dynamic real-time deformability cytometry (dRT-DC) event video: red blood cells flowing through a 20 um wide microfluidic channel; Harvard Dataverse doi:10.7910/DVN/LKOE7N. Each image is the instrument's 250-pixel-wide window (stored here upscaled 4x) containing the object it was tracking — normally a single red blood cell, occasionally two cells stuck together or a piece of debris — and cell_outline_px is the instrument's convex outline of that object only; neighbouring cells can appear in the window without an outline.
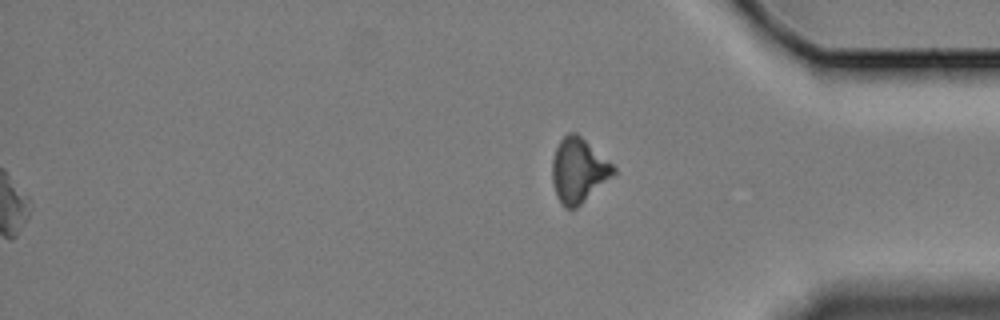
{"species": "Egyptian fruit bat (a non-hibernating species)", "species_latin": "Rousettus aegyptiacus", "temperature_condition": "cold", "stored_images_in_passage": 52, "segment_of_instrument_passage": [2, 2], "camera_frame_rate_fps": 3000, "um_per_image_px": 0.085, "animal": {"sex": "female"}, "frame": {"image": 1, "passage_image": 52, "time_ms": 17.0, "image_size_px": [1000, 320], "cell_outline_px": [[616, 172], [612, 176], [576, 208], [564, 208], [556, 196], [552, 184], [552, 160], [556, 148], [560, 140], [568, 132], [576, 132], [612, 164], [616, 168]], "centroid_in_image_um": [49.14, 14.49], "position_along_channel_um": 386.1, "area_um2": 22.77}}